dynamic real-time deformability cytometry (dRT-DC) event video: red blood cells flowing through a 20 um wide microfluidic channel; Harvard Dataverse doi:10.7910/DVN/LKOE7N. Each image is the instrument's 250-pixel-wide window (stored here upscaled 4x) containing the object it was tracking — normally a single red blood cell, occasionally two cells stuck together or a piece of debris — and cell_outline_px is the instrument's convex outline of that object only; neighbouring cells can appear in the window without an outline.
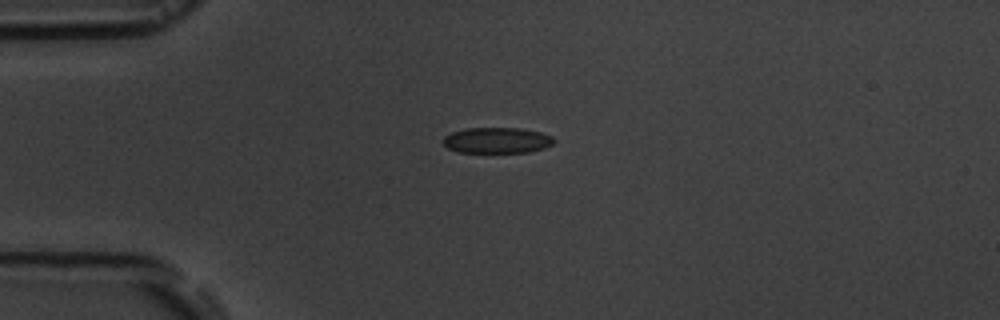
{"species": "common noctule bat (a hibernating species)", "species_latin": "Nyctalus noctula", "temperature_condition": "room temperature", "stored_images_in_passage": 2, "camera_frame_rate_fps": 3000, "um_per_image_px": 0.085, "animal": {"sex": "male", "body_mass_g": 19.5, "forearm_length_mm": 54.6}, "frame": {"image": 1, "passage_image": 1, "time_ms": 0.0, "image_size_px": [1000, 320], "cell_outline_px": [[556, 140], [552, 144], [544, 148], [528, 152], [456, 152], [448, 148], [444, 144], [444, 136], [452, 132], [464, 128], [520, 128], [540, 132], [552, 136]], "centroid_in_image_um": [42.24, 11.92], "position_along_channel_um": 42.8, "area_um2": 16.65}}